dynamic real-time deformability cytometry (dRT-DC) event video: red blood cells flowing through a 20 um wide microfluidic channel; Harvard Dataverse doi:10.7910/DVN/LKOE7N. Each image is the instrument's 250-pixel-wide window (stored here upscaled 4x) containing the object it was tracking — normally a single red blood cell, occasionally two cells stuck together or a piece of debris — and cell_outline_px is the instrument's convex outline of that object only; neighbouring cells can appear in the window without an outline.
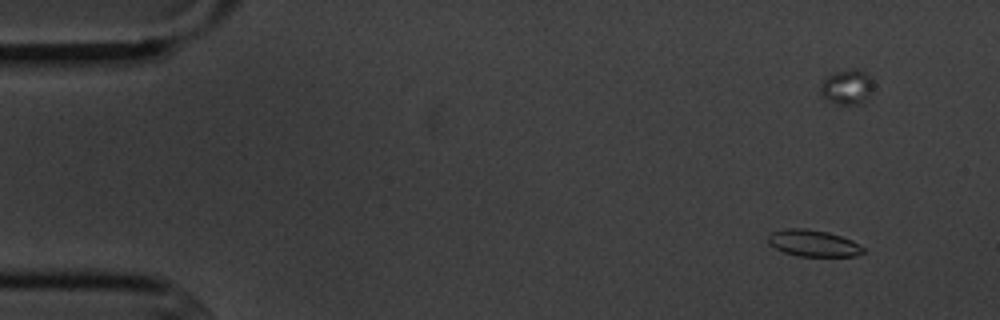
{"species": "common noctule bat (a hibernating species)", "species_latin": "Nyctalus noctula", "temperature_condition": "cold", "stored_images_in_passage": 6, "camera_frame_rate_fps": 3000, "um_per_image_px": 0.085, "animal": {"sex": "male", "body_mass_g": 20.1, "forearm_length_mm": 53.5}, "frame": {"image": 1, "passage_image": 1, "time_ms": 0.0, "image_size_px": [1000, 320], "cell_outline_px": [[864, 252], [856, 256], [800, 256], [784, 252], [768, 244], [768, 236], [772, 232], [784, 228], [804, 228], [828, 232], [852, 240], [864, 248]], "centroid_in_image_um": [69.12, 20.67], "position_along_channel_um": 15.9, "area_um2": 14.68}}
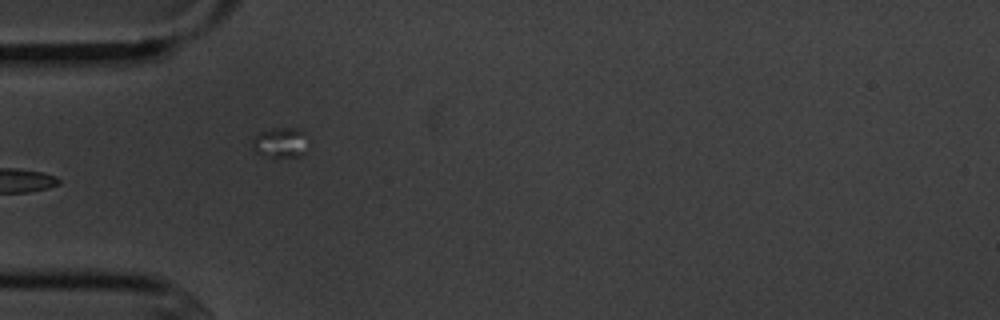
{"frame": {"image": 2, "passage_image": 5, "time_ms": 4.667, "image_size_px": [1000, 320], "cell_outline_px": [[304, 152], [300, 156], [272, 160], [268, 160], [256, 152], [252, 148], [252, 140], [260, 132], [272, 128], [300, 128], [304, 132]], "centroid_in_image_um": [23.76, 12.18], "position_along_channel_um": 61.2, "area_um2": 10.12}}
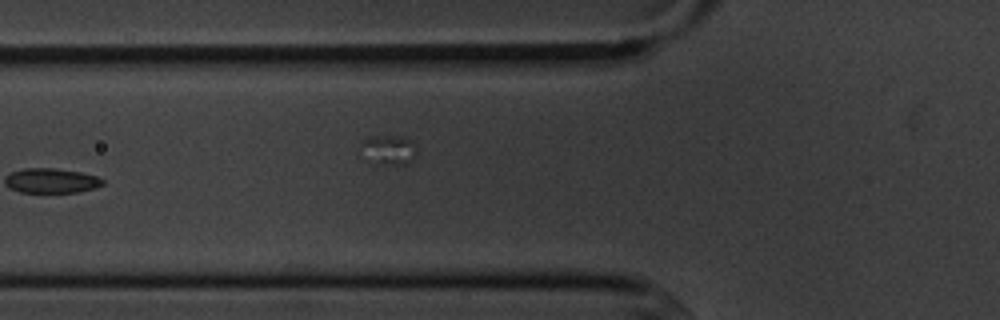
{"frame": {"image": 3, "passage_image": 6, "time_ms": 5.667, "image_size_px": [1000, 320], "cell_outline_px": [[416, 156], [408, 164], [392, 164], [356, 156], [356, 152], [360, 140], [368, 136], [404, 136], [412, 140], [416, 144]], "centroid_in_image_um": [32.94, 12.69], "position_along_channel_um": 92.9, "area_um2": 10.17}}